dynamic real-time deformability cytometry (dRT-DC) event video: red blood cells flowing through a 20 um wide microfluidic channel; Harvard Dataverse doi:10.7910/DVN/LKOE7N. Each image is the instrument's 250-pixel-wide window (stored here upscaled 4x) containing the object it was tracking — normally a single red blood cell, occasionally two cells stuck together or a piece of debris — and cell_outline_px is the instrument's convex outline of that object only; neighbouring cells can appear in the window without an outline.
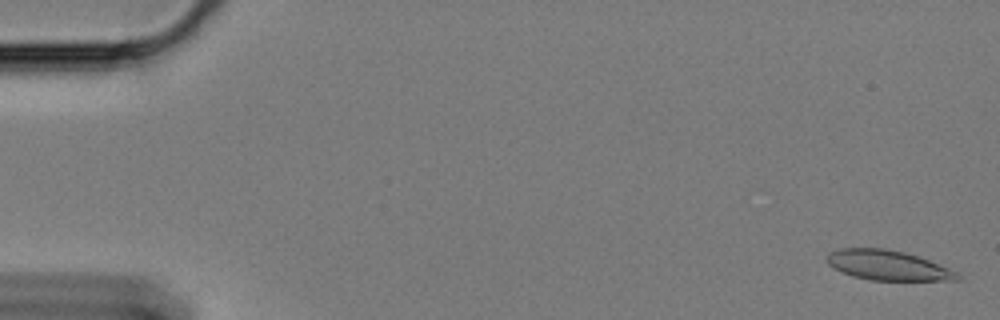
{"species": "Egyptian fruit bat (a non-hibernating species)", "species_latin": "Rousettus aegyptiacus", "temperature_condition": "cold", "stored_images_in_passage": 61, "camera_frame_rate_fps": 3000, "um_per_image_px": 0.085, "animal": {"sex": "female"}, "frame": {"image": 1, "passage_image": 2, "time_ms": 0.333, "image_size_px": [1000, 320], "cell_outline_px": [[960, 280], [872, 280], [852, 276], [828, 264], [824, 256], [828, 252], [840, 248], [884, 248], [904, 252], [928, 260], [948, 268], [956, 272], [960, 276]], "centroid_in_image_um": [75.41, 22.54], "position_along_channel_um": 9.6, "area_um2": 22.48}}
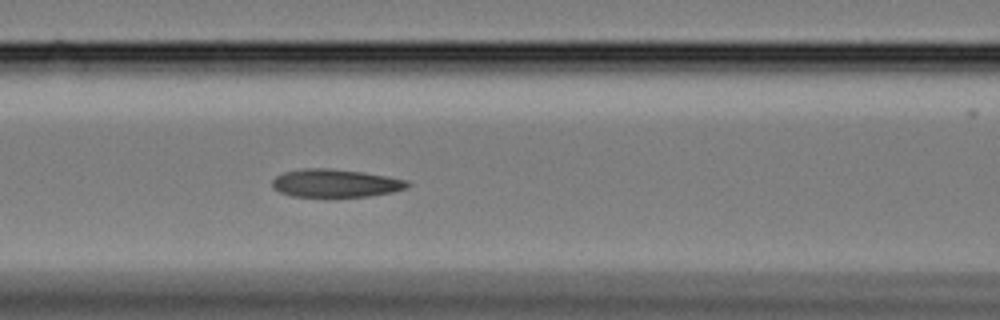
{"frame": {"image": 2, "passage_image": 26, "time_ms": 8.333, "image_size_px": [1000, 320], "cell_outline_px": [[412, 184], [408, 188], [392, 192], [368, 196], [292, 196], [280, 192], [272, 188], [272, 180], [276, 176], [284, 172], [304, 168], [328, 168], [364, 172], [408, 180]], "centroid_in_image_um": [28.53, 15.56], "position_along_channel_um": 138.1, "area_um2": 22.08}}
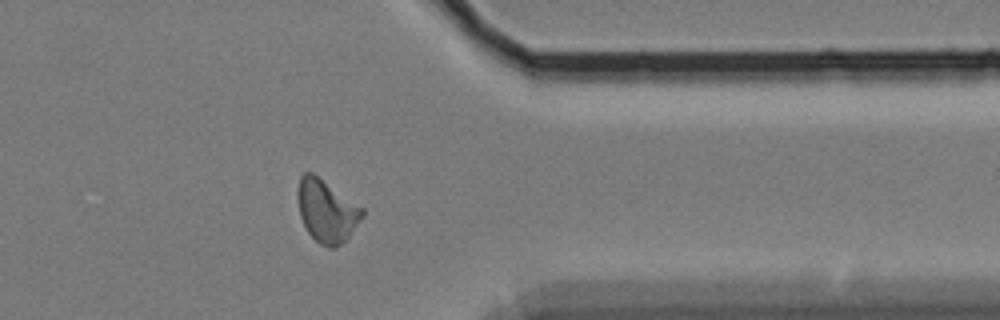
{"frame": {"image": 3, "passage_image": 49, "time_ms": 16.0, "image_size_px": [1000, 320], "cell_outline_px": [[364, 216], [348, 236], [336, 248], [328, 248], [320, 244], [308, 232], [300, 216], [296, 196], [300, 176], [304, 172], [312, 172], [364, 208]], "centroid_in_image_um": [27.75, 17.91], "position_along_channel_um": 383.7, "area_um2": 23.47}, "authors_computed_cell_mechanics": {"area_um2": 22.831, "velocity_mm_per_s": 3.3203, "shape_relaxation_time_tau1_ms": null, "shape_relaxation_time_tau2_ms": 4.0513, "deformation_change_tau1": null, "deformation_change_tau2": 0.1015}}